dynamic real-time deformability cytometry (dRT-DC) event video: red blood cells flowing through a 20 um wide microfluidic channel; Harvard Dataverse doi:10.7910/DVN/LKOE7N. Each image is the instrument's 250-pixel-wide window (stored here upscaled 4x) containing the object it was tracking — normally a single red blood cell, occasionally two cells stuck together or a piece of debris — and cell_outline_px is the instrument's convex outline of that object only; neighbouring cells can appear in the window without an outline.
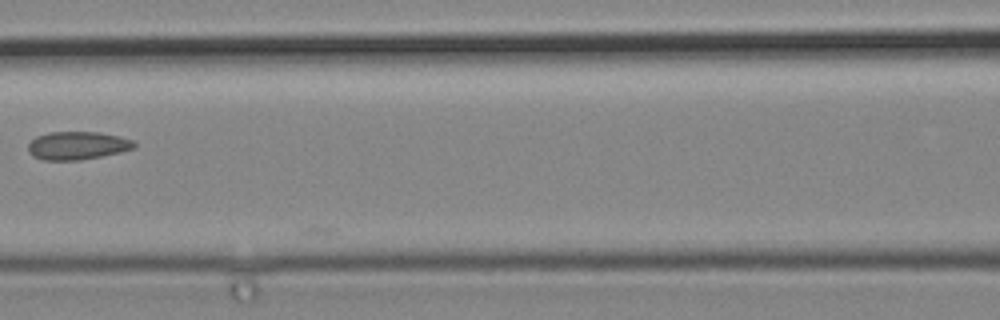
{"species": "common noctule bat (a hibernating species)", "species_latin": "Nyctalus noctula", "temperature_condition": "cold", "stored_images_in_passage": 6, "segment_of_instrument_passage": [1, 2], "camera_frame_rate_fps": 3000, "um_per_image_px": 0.085, "animal": {"sex": "male", "body_mass_g": 19.2, "forearm_length_mm": 51.8}, "frame": {"image": 1, "passage_image": 3, "time_ms": 0.667, "image_size_px": [1000, 320], "cell_outline_px": [[136, 148], [120, 152], [80, 160], [44, 160], [32, 156], [28, 152], [28, 144], [36, 136], [48, 132], [100, 132], [120, 136], [132, 140], [136, 144]], "centroid_in_image_um": [6.57, 12.37], "position_along_channel_um": 160.0, "area_um2": 17.46}}